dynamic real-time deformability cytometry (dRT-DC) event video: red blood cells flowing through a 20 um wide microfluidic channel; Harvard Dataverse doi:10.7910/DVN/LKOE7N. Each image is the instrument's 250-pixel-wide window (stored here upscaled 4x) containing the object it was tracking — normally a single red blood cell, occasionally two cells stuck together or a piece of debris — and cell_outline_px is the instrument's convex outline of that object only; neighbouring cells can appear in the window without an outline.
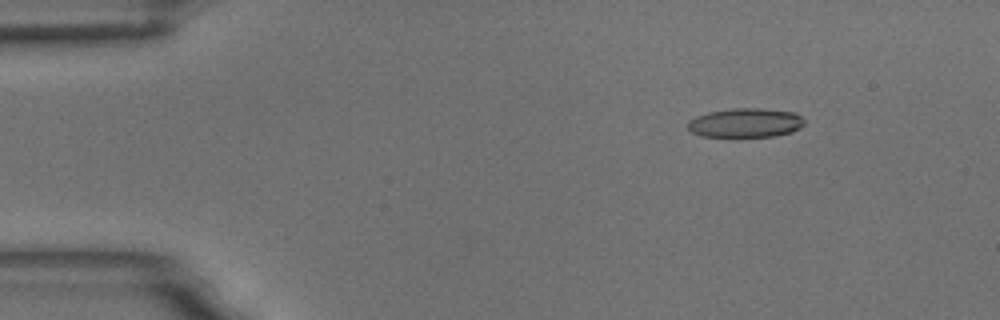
{"species": "common noctule bat (a hibernating species)", "species_latin": "Nyctalus noctula", "temperature_condition": "room temperature", "stored_images_in_passage": 57, "camera_frame_rate_fps": 3000, "um_per_image_px": 0.085, "animal": {"sex": "male", "body_mass_g": 18.8}, "frame": {"image": 1, "passage_image": 8, "time_ms": 2.333, "image_size_px": [1000, 320], "cell_outline_px": [[804, 124], [800, 128], [792, 132], [776, 136], [700, 136], [692, 132], [688, 128], [688, 120], [696, 116], [708, 112], [732, 108], [764, 108], [796, 112], [804, 120]], "centroid_in_image_um": [63.38, 10.43], "position_along_channel_um": 21.6, "area_um2": 19.94}}
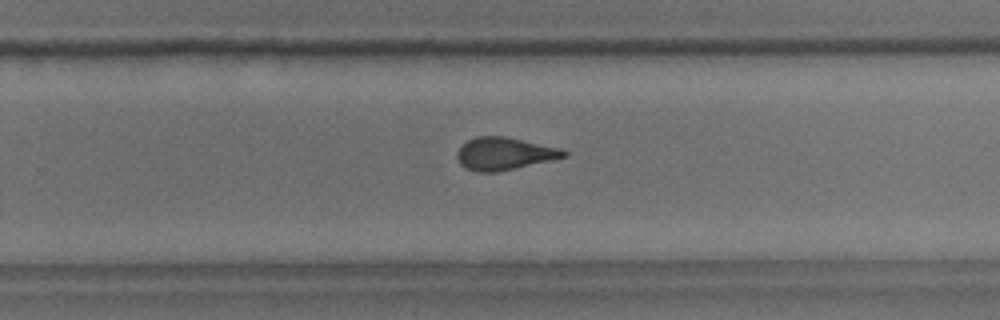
{"frame": {"image": 2, "passage_image": 37, "time_ms": 12.0, "image_size_px": [1000, 320], "cell_outline_px": [[568, 156], [552, 160], [496, 172], [476, 172], [464, 168], [460, 164], [456, 156], [456, 152], [468, 140], [476, 136], [504, 136], [560, 148], [568, 152]], "centroid_in_image_um": [42.85, 13.07], "position_along_channel_um": 287.0, "area_um2": 20.17}}
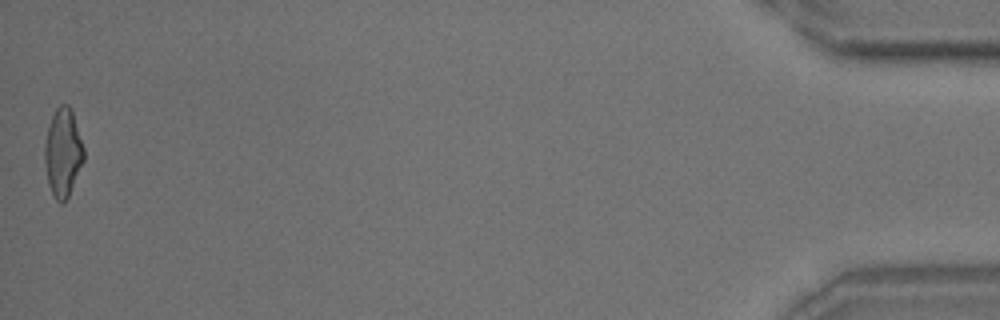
{"frame": {"image": 3, "passage_image": 57, "time_ms": 18.667, "image_size_px": [1000, 320], "cell_outline_px": [[84, 160], [68, 196], [64, 204], [60, 204], [56, 200], [48, 184], [44, 160], [44, 144], [48, 128], [52, 116], [56, 108], [60, 104], [68, 104], [72, 112], [84, 148]], "centroid_in_image_um": [5.34, 12.99], "position_along_channel_um": 429.9, "area_um2": 20.0}, "authors_computed_cell_mechanics": {"area_um2": 20.3456, "velocity_mm_per_s": 3.5627, "shape_relaxation_time_tau1_ms": 7.6239, "shape_relaxation_time_tau2_ms": 1.7872, "deformation_change_tau1": 0.1771, "deformation_change_tau2": 0.0821}}